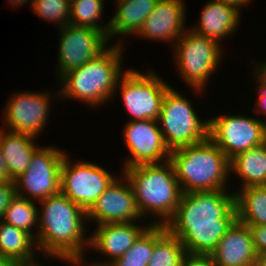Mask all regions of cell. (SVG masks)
Masks as SVG:
<instances>
[{
    "instance_id": "25",
    "label": "cell",
    "mask_w": 266,
    "mask_h": 266,
    "mask_svg": "<svg viewBox=\"0 0 266 266\" xmlns=\"http://www.w3.org/2000/svg\"><path fill=\"white\" fill-rule=\"evenodd\" d=\"M166 232L165 225L151 224L131 248L110 266H148L154 244Z\"/></svg>"
},
{
    "instance_id": "1",
    "label": "cell",
    "mask_w": 266,
    "mask_h": 266,
    "mask_svg": "<svg viewBox=\"0 0 266 266\" xmlns=\"http://www.w3.org/2000/svg\"><path fill=\"white\" fill-rule=\"evenodd\" d=\"M236 219L235 192L195 191L182 193L165 227L181 240L187 254L209 256Z\"/></svg>"
},
{
    "instance_id": "23",
    "label": "cell",
    "mask_w": 266,
    "mask_h": 266,
    "mask_svg": "<svg viewBox=\"0 0 266 266\" xmlns=\"http://www.w3.org/2000/svg\"><path fill=\"white\" fill-rule=\"evenodd\" d=\"M35 239L26 231L0 219V254L18 265L37 263Z\"/></svg>"
},
{
    "instance_id": "20",
    "label": "cell",
    "mask_w": 266,
    "mask_h": 266,
    "mask_svg": "<svg viewBox=\"0 0 266 266\" xmlns=\"http://www.w3.org/2000/svg\"><path fill=\"white\" fill-rule=\"evenodd\" d=\"M36 137L31 135L0 130V148L11 180L26 171L33 153L40 147L35 144Z\"/></svg>"
},
{
    "instance_id": "22",
    "label": "cell",
    "mask_w": 266,
    "mask_h": 266,
    "mask_svg": "<svg viewBox=\"0 0 266 266\" xmlns=\"http://www.w3.org/2000/svg\"><path fill=\"white\" fill-rule=\"evenodd\" d=\"M240 177L239 189L266 186V142L237 154L230 160V174Z\"/></svg>"
},
{
    "instance_id": "12",
    "label": "cell",
    "mask_w": 266,
    "mask_h": 266,
    "mask_svg": "<svg viewBox=\"0 0 266 266\" xmlns=\"http://www.w3.org/2000/svg\"><path fill=\"white\" fill-rule=\"evenodd\" d=\"M60 29L58 66L59 79L70 70L81 67L107 48L108 37L98 30L67 24Z\"/></svg>"
},
{
    "instance_id": "16",
    "label": "cell",
    "mask_w": 266,
    "mask_h": 266,
    "mask_svg": "<svg viewBox=\"0 0 266 266\" xmlns=\"http://www.w3.org/2000/svg\"><path fill=\"white\" fill-rule=\"evenodd\" d=\"M183 0H159L135 36L162 42H176L187 28Z\"/></svg>"
},
{
    "instance_id": "13",
    "label": "cell",
    "mask_w": 266,
    "mask_h": 266,
    "mask_svg": "<svg viewBox=\"0 0 266 266\" xmlns=\"http://www.w3.org/2000/svg\"><path fill=\"white\" fill-rule=\"evenodd\" d=\"M123 129L125 146L131 154L124 168L169 160L171 151L164 141L158 120L129 121Z\"/></svg>"
},
{
    "instance_id": "5",
    "label": "cell",
    "mask_w": 266,
    "mask_h": 266,
    "mask_svg": "<svg viewBox=\"0 0 266 266\" xmlns=\"http://www.w3.org/2000/svg\"><path fill=\"white\" fill-rule=\"evenodd\" d=\"M169 161L183 193L227 190L230 160L209 137L172 150Z\"/></svg>"
},
{
    "instance_id": "33",
    "label": "cell",
    "mask_w": 266,
    "mask_h": 266,
    "mask_svg": "<svg viewBox=\"0 0 266 266\" xmlns=\"http://www.w3.org/2000/svg\"><path fill=\"white\" fill-rule=\"evenodd\" d=\"M181 266H216L210 256L187 254Z\"/></svg>"
},
{
    "instance_id": "2",
    "label": "cell",
    "mask_w": 266,
    "mask_h": 266,
    "mask_svg": "<svg viewBox=\"0 0 266 266\" xmlns=\"http://www.w3.org/2000/svg\"><path fill=\"white\" fill-rule=\"evenodd\" d=\"M36 246L49 258L84 256L87 212L61 192L40 201Z\"/></svg>"
},
{
    "instance_id": "10",
    "label": "cell",
    "mask_w": 266,
    "mask_h": 266,
    "mask_svg": "<svg viewBox=\"0 0 266 266\" xmlns=\"http://www.w3.org/2000/svg\"><path fill=\"white\" fill-rule=\"evenodd\" d=\"M71 162L66 154L61 166L60 192L87 212L117 177L96 163Z\"/></svg>"
},
{
    "instance_id": "40",
    "label": "cell",
    "mask_w": 266,
    "mask_h": 266,
    "mask_svg": "<svg viewBox=\"0 0 266 266\" xmlns=\"http://www.w3.org/2000/svg\"><path fill=\"white\" fill-rule=\"evenodd\" d=\"M18 266H41L40 263H34V264H24V265H18Z\"/></svg>"
},
{
    "instance_id": "17",
    "label": "cell",
    "mask_w": 266,
    "mask_h": 266,
    "mask_svg": "<svg viewBox=\"0 0 266 266\" xmlns=\"http://www.w3.org/2000/svg\"><path fill=\"white\" fill-rule=\"evenodd\" d=\"M136 222L127 223H107L96 225L97 229L89 235V249L93 248L99 254L107 255V261H101L106 266H110L123 254H125L138 237L151 225H136Z\"/></svg>"
},
{
    "instance_id": "35",
    "label": "cell",
    "mask_w": 266,
    "mask_h": 266,
    "mask_svg": "<svg viewBox=\"0 0 266 266\" xmlns=\"http://www.w3.org/2000/svg\"><path fill=\"white\" fill-rule=\"evenodd\" d=\"M11 181L8 173H7V167L5 164V160L3 158L2 150L0 148V182H7Z\"/></svg>"
},
{
    "instance_id": "15",
    "label": "cell",
    "mask_w": 266,
    "mask_h": 266,
    "mask_svg": "<svg viewBox=\"0 0 266 266\" xmlns=\"http://www.w3.org/2000/svg\"><path fill=\"white\" fill-rule=\"evenodd\" d=\"M122 178L124 182L116 178L87 211V221L94 220L97 225H102L139 222V219H143L138 212L129 180L125 175Z\"/></svg>"
},
{
    "instance_id": "36",
    "label": "cell",
    "mask_w": 266,
    "mask_h": 266,
    "mask_svg": "<svg viewBox=\"0 0 266 266\" xmlns=\"http://www.w3.org/2000/svg\"><path fill=\"white\" fill-rule=\"evenodd\" d=\"M217 1L233 5L240 10V8H243V6H247L252 0H217Z\"/></svg>"
},
{
    "instance_id": "31",
    "label": "cell",
    "mask_w": 266,
    "mask_h": 266,
    "mask_svg": "<svg viewBox=\"0 0 266 266\" xmlns=\"http://www.w3.org/2000/svg\"><path fill=\"white\" fill-rule=\"evenodd\" d=\"M16 195V185L13 180L0 182V219Z\"/></svg>"
},
{
    "instance_id": "4",
    "label": "cell",
    "mask_w": 266,
    "mask_h": 266,
    "mask_svg": "<svg viewBox=\"0 0 266 266\" xmlns=\"http://www.w3.org/2000/svg\"><path fill=\"white\" fill-rule=\"evenodd\" d=\"M122 170L131 184L141 217L153 214L159 219L151 224L165 225L173 217L183 193L172 163L168 160Z\"/></svg>"
},
{
    "instance_id": "26",
    "label": "cell",
    "mask_w": 266,
    "mask_h": 266,
    "mask_svg": "<svg viewBox=\"0 0 266 266\" xmlns=\"http://www.w3.org/2000/svg\"><path fill=\"white\" fill-rule=\"evenodd\" d=\"M37 208L34 200L16 195L12 199L1 220L26 231L36 239V234L32 229L37 228L36 230H38L39 209Z\"/></svg>"
},
{
    "instance_id": "38",
    "label": "cell",
    "mask_w": 266,
    "mask_h": 266,
    "mask_svg": "<svg viewBox=\"0 0 266 266\" xmlns=\"http://www.w3.org/2000/svg\"><path fill=\"white\" fill-rule=\"evenodd\" d=\"M255 266H266V253L257 255Z\"/></svg>"
},
{
    "instance_id": "29",
    "label": "cell",
    "mask_w": 266,
    "mask_h": 266,
    "mask_svg": "<svg viewBox=\"0 0 266 266\" xmlns=\"http://www.w3.org/2000/svg\"><path fill=\"white\" fill-rule=\"evenodd\" d=\"M31 6L36 15L44 21L59 24L58 28L69 24L71 8L68 0H37Z\"/></svg>"
},
{
    "instance_id": "37",
    "label": "cell",
    "mask_w": 266,
    "mask_h": 266,
    "mask_svg": "<svg viewBox=\"0 0 266 266\" xmlns=\"http://www.w3.org/2000/svg\"><path fill=\"white\" fill-rule=\"evenodd\" d=\"M0 266H18V264L9 257L0 254Z\"/></svg>"
},
{
    "instance_id": "39",
    "label": "cell",
    "mask_w": 266,
    "mask_h": 266,
    "mask_svg": "<svg viewBox=\"0 0 266 266\" xmlns=\"http://www.w3.org/2000/svg\"><path fill=\"white\" fill-rule=\"evenodd\" d=\"M9 4L12 5L13 7H17L20 5H24V4H28V2H30L31 0H8Z\"/></svg>"
},
{
    "instance_id": "41",
    "label": "cell",
    "mask_w": 266,
    "mask_h": 266,
    "mask_svg": "<svg viewBox=\"0 0 266 266\" xmlns=\"http://www.w3.org/2000/svg\"><path fill=\"white\" fill-rule=\"evenodd\" d=\"M259 65L266 71V62L264 63V62H262V64L261 63H259Z\"/></svg>"
},
{
    "instance_id": "30",
    "label": "cell",
    "mask_w": 266,
    "mask_h": 266,
    "mask_svg": "<svg viewBox=\"0 0 266 266\" xmlns=\"http://www.w3.org/2000/svg\"><path fill=\"white\" fill-rule=\"evenodd\" d=\"M253 74H255L254 79L256 80L255 85L257 86L258 90V99L256 103L257 109H255L256 114H263L265 115L264 119L266 118V71L258 64L257 67L255 66V70H253ZM266 124V119H265Z\"/></svg>"
},
{
    "instance_id": "28",
    "label": "cell",
    "mask_w": 266,
    "mask_h": 266,
    "mask_svg": "<svg viewBox=\"0 0 266 266\" xmlns=\"http://www.w3.org/2000/svg\"><path fill=\"white\" fill-rule=\"evenodd\" d=\"M186 255L181 240L167 231L154 244L148 266H181Z\"/></svg>"
},
{
    "instance_id": "9",
    "label": "cell",
    "mask_w": 266,
    "mask_h": 266,
    "mask_svg": "<svg viewBox=\"0 0 266 266\" xmlns=\"http://www.w3.org/2000/svg\"><path fill=\"white\" fill-rule=\"evenodd\" d=\"M66 154V150L58 147H39L33 153L26 171L14 180L17 195L40 201L59 194L61 166Z\"/></svg>"
},
{
    "instance_id": "34",
    "label": "cell",
    "mask_w": 266,
    "mask_h": 266,
    "mask_svg": "<svg viewBox=\"0 0 266 266\" xmlns=\"http://www.w3.org/2000/svg\"><path fill=\"white\" fill-rule=\"evenodd\" d=\"M85 256H66V257H58L57 259H60L61 261H65L66 263L71 264L73 266H106L101 263H91V264H85Z\"/></svg>"
},
{
    "instance_id": "27",
    "label": "cell",
    "mask_w": 266,
    "mask_h": 266,
    "mask_svg": "<svg viewBox=\"0 0 266 266\" xmlns=\"http://www.w3.org/2000/svg\"><path fill=\"white\" fill-rule=\"evenodd\" d=\"M104 0H73L70 2V20L69 24L74 26H81L86 28H92L103 32L107 37L109 35V23L105 26L98 23L101 19Z\"/></svg>"
},
{
    "instance_id": "24",
    "label": "cell",
    "mask_w": 266,
    "mask_h": 266,
    "mask_svg": "<svg viewBox=\"0 0 266 266\" xmlns=\"http://www.w3.org/2000/svg\"><path fill=\"white\" fill-rule=\"evenodd\" d=\"M237 219L246 225H266V186L235 191Z\"/></svg>"
},
{
    "instance_id": "19",
    "label": "cell",
    "mask_w": 266,
    "mask_h": 266,
    "mask_svg": "<svg viewBox=\"0 0 266 266\" xmlns=\"http://www.w3.org/2000/svg\"><path fill=\"white\" fill-rule=\"evenodd\" d=\"M240 12L237 7L217 0H210L201 10L199 23L190 28L195 33L219 43L238 29Z\"/></svg>"
},
{
    "instance_id": "32",
    "label": "cell",
    "mask_w": 266,
    "mask_h": 266,
    "mask_svg": "<svg viewBox=\"0 0 266 266\" xmlns=\"http://www.w3.org/2000/svg\"><path fill=\"white\" fill-rule=\"evenodd\" d=\"M257 255L266 253V225H248Z\"/></svg>"
},
{
    "instance_id": "11",
    "label": "cell",
    "mask_w": 266,
    "mask_h": 266,
    "mask_svg": "<svg viewBox=\"0 0 266 266\" xmlns=\"http://www.w3.org/2000/svg\"><path fill=\"white\" fill-rule=\"evenodd\" d=\"M209 138L231 160L266 142V124L244 115H217L209 119Z\"/></svg>"
},
{
    "instance_id": "14",
    "label": "cell",
    "mask_w": 266,
    "mask_h": 266,
    "mask_svg": "<svg viewBox=\"0 0 266 266\" xmlns=\"http://www.w3.org/2000/svg\"><path fill=\"white\" fill-rule=\"evenodd\" d=\"M3 110L6 129L38 138L44 131L50 114L48 92H21L11 94Z\"/></svg>"
},
{
    "instance_id": "8",
    "label": "cell",
    "mask_w": 266,
    "mask_h": 266,
    "mask_svg": "<svg viewBox=\"0 0 266 266\" xmlns=\"http://www.w3.org/2000/svg\"><path fill=\"white\" fill-rule=\"evenodd\" d=\"M119 77L115 92L120 90L130 121L158 120L166 91L171 87L154 70L142 73L126 69ZM119 90H118V89Z\"/></svg>"
},
{
    "instance_id": "18",
    "label": "cell",
    "mask_w": 266,
    "mask_h": 266,
    "mask_svg": "<svg viewBox=\"0 0 266 266\" xmlns=\"http://www.w3.org/2000/svg\"><path fill=\"white\" fill-rule=\"evenodd\" d=\"M209 256L216 266H255L257 254L248 225L236 219Z\"/></svg>"
},
{
    "instance_id": "3",
    "label": "cell",
    "mask_w": 266,
    "mask_h": 266,
    "mask_svg": "<svg viewBox=\"0 0 266 266\" xmlns=\"http://www.w3.org/2000/svg\"><path fill=\"white\" fill-rule=\"evenodd\" d=\"M123 41L107 47L95 58L81 67L70 70L60 79L58 95L84 102L97 107L114 98L119 77L123 74L121 66L124 52Z\"/></svg>"
},
{
    "instance_id": "7",
    "label": "cell",
    "mask_w": 266,
    "mask_h": 266,
    "mask_svg": "<svg viewBox=\"0 0 266 266\" xmlns=\"http://www.w3.org/2000/svg\"><path fill=\"white\" fill-rule=\"evenodd\" d=\"M221 43L195 33L190 28L175 42L174 58L179 76L194 91H205L210 76L222 57ZM176 56V57H175Z\"/></svg>"
},
{
    "instance_id": "21",
    "label": "cell",
    "mask_w": 266,
    "mask_h": 266,
    "mask_svg": "<svg viewBox=\"0 0 266 266\" xmlns=\"http://www.w3.org/2000/svg\"><path fill=\"white\" fill-rule=\"evenodd\" d=\"M159 0H116V13L110 19L108 40L113 36L135 35ZM118 35V36H117Z\"/></svg>"
},
{
    "instance_id": "6",
    "label": "cell",
    "mask_w": 266,
    "mask_h": 266,
    "mask_svg": "<svg viewBox=\"0 0 266 266\" xmlns=\"http://www.w3.org/2000/svg\"><path fill=\"white\" fill-rule=\"evenodd\" d=\"M191 105L173 86L164 95L158 124L170 151L209 137V118L201 121Z\"/></svg>"
}]
</instances>
